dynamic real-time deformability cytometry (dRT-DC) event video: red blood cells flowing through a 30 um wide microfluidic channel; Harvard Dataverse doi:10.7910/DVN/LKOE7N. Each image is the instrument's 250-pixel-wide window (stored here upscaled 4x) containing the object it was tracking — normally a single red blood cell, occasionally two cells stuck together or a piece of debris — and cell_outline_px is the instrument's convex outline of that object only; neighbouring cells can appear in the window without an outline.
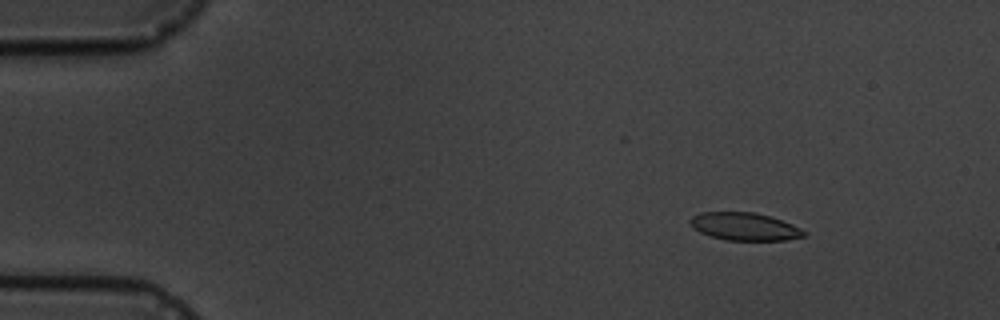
{"species": "common noctule bat (a hibernating species)", "species_latin": "Nyctalus noctula", "temperature_condition": "cold", "stored_images_in_passage": 9, "camera_frame_rate_fps": 3000, "um_per_image_px": 0.085, "animal": {"sex": "male", "body_mass_g": 19.5, "forearm_length_mm": 54.6}, "frame": {"image": 1, "passage_image": 3, "time_ms": 2.333, "image_size_px": [1000, 320], "cell_outline_px": [[808, 232], [804, 236], [784, 240], [724, 240], [708, 236], [692, 228], [688, 224], [688, 220], [692, 216], [700, 212], [752, 212], [768, 216], [792, 224]], "centroid_in_image_um": [63.22, 19.26], "position_along_channel_um": 21.8, "area_um2": 18.5}}
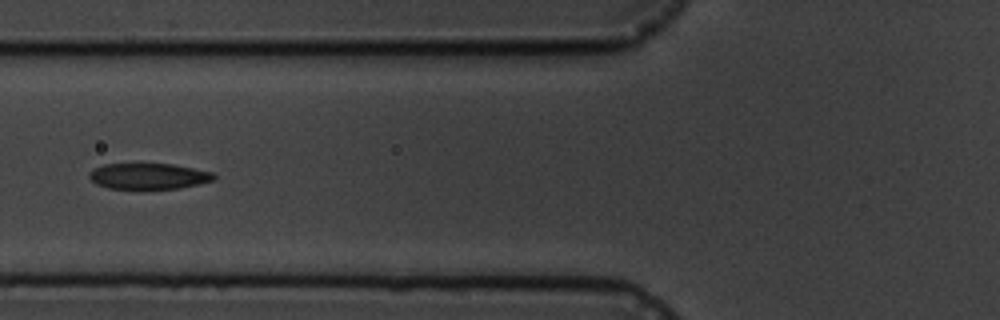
{"frame": {"image": 2, "passage_image": 7, "time_ms": 7.333, "image_size_px": [1000, 320], "cell_outline_px": [[216, 176], [212, 180], [200, 184], [180, 188], [108, 188], [96, 184], [88, 176], [88, 172], [92, 168], [104, 164], [172, 164], [212, 172]], "centroid_in_image_um": [12.59, 14.96], "position_along_channel_um": 113.2, "area_um2": 18.67}}
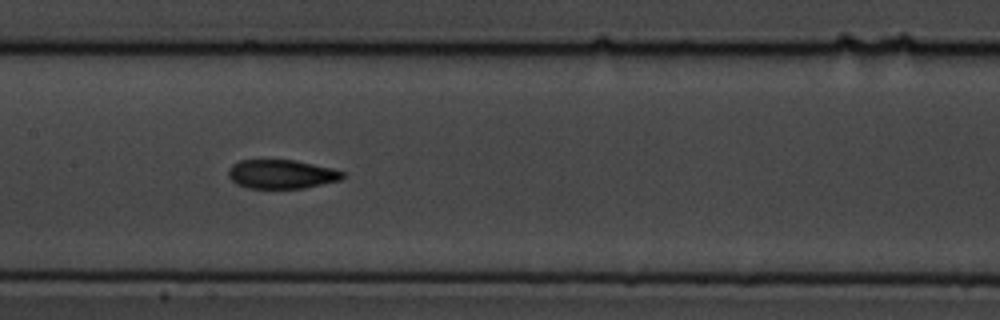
{"frame": {"image": 3, "passage_image": 9, "time_ms": 9.333, "image_size_px": [1000, 320], "cell_outline_px": [[348, 176], [340, 180], [304, 188], [248, 188], [236, 184], [228, 176], [228, 168], [232, 164], [240, 160], [296, 160], [332, 168], [344, 172]], "centroid_in_image_um": [23.94, 14.8], "position_along_channel_um": 183.5, "area_um2": 19.42}}